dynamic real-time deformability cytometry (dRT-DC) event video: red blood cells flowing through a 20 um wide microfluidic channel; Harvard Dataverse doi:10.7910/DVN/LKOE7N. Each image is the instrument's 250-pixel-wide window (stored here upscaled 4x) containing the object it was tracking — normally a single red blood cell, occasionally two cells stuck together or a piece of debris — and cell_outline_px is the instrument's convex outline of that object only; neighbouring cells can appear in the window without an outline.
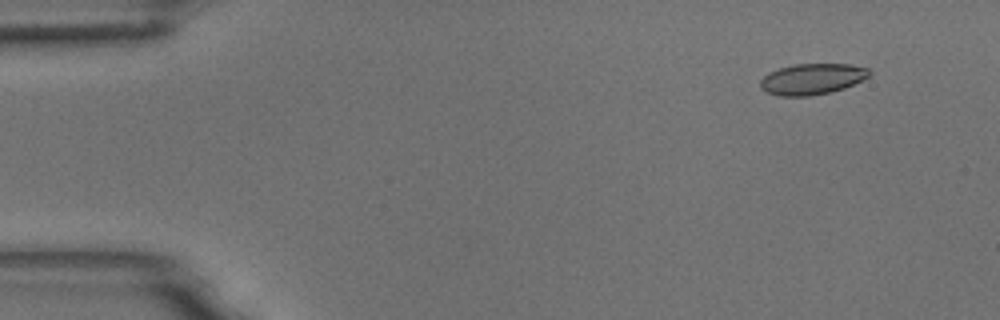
{"species": "common noctule bat (a hibernating species)", "species_latin": "Nyctalus noctula", "temperature_condition": "room temperature", "stored_images_in_passage": 15, "camera_frame_rate_fps": 3000, "um_per_image_px": 0.085, "animal": {"sex": "male", "body_mass_g": 18.8}, "frame": {"image": 1, "passage_image": 2, "time_ms": 0.333, "image_size_px": [1000, 320], "cell_outline_px": [[872, 72], [868, 76], [844, 88], [832, 92], [812, 96], [780, 96], [768, 92], [760, 88], [760, 80], [768, 72], [792, 64], [848, 64], [868, 68]], "centroid_in_image_um": [69.0, 6.72], "position_along_channel_um": 16.0, "area_um2": 19.65}}
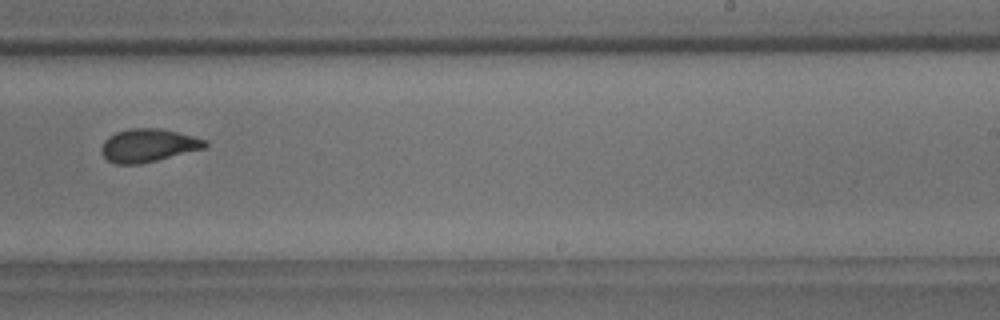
{"frame": {"image": 2, "passage_image": 10, "time_ms": 3.0, "image_size_px": [1000, 320], "cell_outline_px": [[208, 144], [204, 148], [140, 164], [116, 164], [108, 160], [100, 152], [100, 148], [104, 140], [108, 136], [116, 132], [132, 128], [160, 128], [208, 140]], "centroid_in_image_um": [12.56, 12.35], "position_along_channel_um": 276.4, "area_um2": 19.88}}
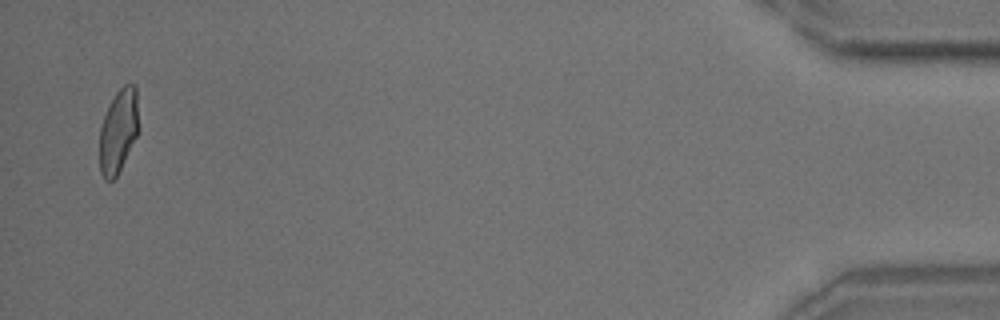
{"frame": {"image": 3, "passage_image": 15, "time_ms": 4.667, "image_size_px": [1000, 320], "cell_outline_px": [[140, 128], [116, 176], [112, 180], [104, 180], [100, 172], [100, 128], [104, 116], [116, 92], [124, 84], [136, 84]], "centroid_in_image_um": [10.09, 11.09], "position_along_channel_um": 425.1, "area_um2": 19.02}}